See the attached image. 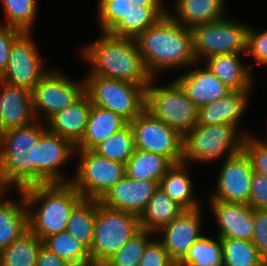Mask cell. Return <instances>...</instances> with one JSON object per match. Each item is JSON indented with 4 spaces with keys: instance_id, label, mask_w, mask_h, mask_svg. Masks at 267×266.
Wrapping results in <instances>:
<instances>
[{
    "instance_id": "1",
    "label": "cell",
    "mask_w": 267,
    "mask_h": 266,
    "mask_svg": "<svg viewBox=\"0 0 267 266\" xmlns=\"http://www.w3.org/2000/svg\"><path fill=\"white\" fill-rule=\"evenodd\" d=\"M151 78L155 73L195 65L191 29L176 22L168 13L135 38ZM182 66V67H181Z\"/></svg>"
},
{
    "instance_id": "2",
    "label": "cell",
    "mask_w": 267,
    "mask_h": 266,
    "mask_svg": "<svg viewBox=\"0 0 267 266\" xmlns=\"http://www.w3.org/2000/svg\"><path fill=\"white\" fill-rule=\"evenodd\" d=\"M83 57L91 65L87 76H101L133 84H149L148 74L135 38L102 32L101 38L83 48Z\"/></svg>"
},
{
    "instance_id": "3",
    "label": "cell",
    "mask_w": 267,
    "mask_h": 266,
    "mask_svg": "<svg viewBox=\"0 0 267 266\" xmlns=\"http://www.w3.org/2000/svg\"><path fill=\"white\" fill-rule=\"evenodd\" d=\"M21 190L28 210V228L41 240L65 231L72 210L83 199L70 182L36 184Z\"/></svg>"
},
{
    "instance_id": "4",
    "label": "cell",
    "mask_w": 267,
    "mask_h": 266,
    "mask_svg": "<svg viewBox=\"0 0 267 266\" xmlns=\"http://www.w3.org/2000/svg\"><path fill=\"white\" fill-rule=\"evenodd\" d=\"M46 130V122L36 120L0 134V167L17 190L34 185V147Z\"/></svg>"
},
{
    "instance_id": "5",
    "label": "cell",
    "mask_w": 267,
    "mask_h": 266,
    "mask_svg": "<svg viewBox=\"0 0 267 266\" xmlns=\"http://www.w3.org/2000/svg\"><path fill=\"white\" fill-rule=\"evenodd\" d=\"M140 230L137 215L106 207L97 199L94 240L89 250L94 266H102Z\"/></svg>"
},
{
    "instance_id": "6",
    "label": "cell",
    "mask_w": 267,
    "mask_h": 266,
    "mask_svg": "<svg viewBox=\"0 0 267 266\" xmlns=\"http://www.w3.org/2000/svg\"><path fill=\"white\" fill-rule=\"evenodd\" d=\"M246 132H240L231 124H197L183 138V162L217 161L242 150Z\"/></svg>"
},
{
    "instance_id": "7",
    "label": "cell",
    "mask_w": 267,
    "mask_h": 266,
    "mask_svg": "<svg viewBox=\"0 0 267 266\" xmlns=\"http://www.w3.org/2000/svg\"><path fill=\"white\" fill-rule=\"evenodd\" d=\"M154 79L146 87L145 109L185 136L198 124L199 108L174 79L164 86H156Z\"/></svg>"
},
{
    "instance_id": "8",
    "label": "cell",
    "mask_w": 267,
    "mask_h": 266,
    "mask_svg": "<svg viewBox=\"0 0 267 266\" xmlns=\"http://www.w3.org/2000/svg\"><path fill=\"white\" fill-rule=\"evenodd\" d=\"M84 80L85 93L93 105L119 114L128 123L145 109L148 84H133L101 76H86Z\"/></svg>"
},
{
    "instance_id": "9",
    "label": "cell",
    "mask_w": 267,
    "mask_h": 266,
    "mask_svg": "<svg viewBox=\"0 0 267 266\" xmlns=\"http://www.w3.org/2000/svg\"><path fill=\"white\" fill-rule=\"evenodd\" d=\"M248 28V25L227 17L191 28L196 61L222 54L245 55Z\"/></svg>"
},
{
    "instance_id": "10",
    "label": "cell",
    "mask_w": 267,
    "mask_h": 266,
    "mask_svg": "<svg viewBox=\"0 0 267 266\" xmlns=\"http://www.w3.org/2000/svg\"><path fill=\"white\" fill-rule=\"evenodd\" d=\"M75 153H79L80 162L69 182L83 198L100 200L126 175L125 164L101 157L92 150L76 149Z\"/></svg>"
},
{
    "instance_id": "11",
    "label": "cell",
    "mask_w": 267,
    "mask_h": 266,
    "mask_svg": "<svg viewBox=\"0 0 267 266\" xmlns=\"http://www.w3.org/2000/svg\"><path fill=\"white\" fill-rule=\"evenodd\" d=\"M134 135L136 149L166 157L172 164L183 162V138L161 120L144 109L129 122Z\"/></svg>"
},
{
    "instance_id": "12",
    "label": "cell",
    "mask_w": 267,
    "mask_h": 266,
    "mask_svg": "<svg viewBox=\"0 0 267 266\" xmlns=\"http://www.w3.org/2000/svg\"><path fill=\"white\" fill-rule=\"evenodd\" d=\"M84 93L85 80L77 82L63 73L50 70L31 90L36 120L42 114L41 117L46 122L58 111L72 105Z\"/></svg>"
},
{
    "instance_id": "13",
    "label": "cell",
    "mask_w": 267,
    "mask_h": 266,
    "mask_svg": "<svg viewBox=\"0 0 267 266\" xmlns=\"http://www.w3.org/2000/svg\"><path fill=\"white\" fill-rule=\"evenodd\" d=\"M30 34L22 32L12 43L7 69L0 79L31 91L49 71L44 69V62Z\"/></svg>"
},
{
    "instance_id": "14",
    "label": "cell",
    "mask_w": 267,
    "mask_h": 266,
    "mask_svg": "<svg viewBox=\"0 0 267 266\" xmlns=\"http://www.w3.org/2000/svg\"><path fill=\"white\" fill-rule=\"evenodd\" d=\"M75 150L68 139L47 129L34 147V185L69 183L60 169L75 155Z\"/></svg>"
},
{
    "instance_id": "15",
    "label": "cell",
    "mask_w": 267,
    "mask_h": 266,
    "mask_svg": "<svg viewBox=\"0 0 267 266\" xmlns=\"http://www.w3.org/2000/svg\"><path fill=\"white\" fill-rule=\"evenodd\" d=\"M252 173L250 159L243 150L225 158L210 200L248 204Z\"/></svg>"
},
{
    "instance_id": "16",
    "label": "cell",
    "mask_w": 267,
    "mask_h": 266,
    "mask_svg": "<svg viewBox=\"0 0 267 266\" xmlns=\"http://www.w3.org/2000/svg\"><path fill=\"white\" fill-rule=\"evenodd\" d=\"M201 208L183 211L158 231L163 233V237L158 238L159 241L177 264L185 257L194 242L203 236Z\"/></svg>"
},
{
    "instance_id": "17",
    "label": "cell",
    "mask_w": 267,
    "mask_h": 266,
    "mask_svg": "<svg viewBox=\"0 0 267 266\" xmlns=\"http://www.w3.org/2000/svg\"><path fill=\"white\" fill-rule=\"evenodd\" d=\"M158 187L157 181L134 180L125 175L99 201L106 207L140 217Z\"/></svg>"
},
{
    "instance_id": "18",
    "label": "cell",
    "mask_w": 267,
    "mask_h": 266,
    "mask_svg": "<svg viewBox=\"0 0 267 266\" xmlns=\"http://www.w3.org/2000/svg\"><path fill=\"white\" fill-rule=\"evenodd\" d=\"M213 216L216 217L221 238L251 241L254 235L253 208L249 204L209 201Z\"/></svg>"
},
{
    "instance_id": "19",
    "label": "cell",
    "mask_w": 267,
    "mask_h": 266,
    "mask_svg": "<svg viewBox=\"0 0 267 266\" xmlns=\"http://www.w3.org/2000/svg\"><path fill=\"white\" fill-rule=\"evenodd\" d=\"M0 134L36 121L31 91L0 79Z\"/></svg>"
},
{
    "instance_id": "20",
    "label": "cell",
    "mask_w": 267,
    "mask_h": 266,
    "mask_svg": "<svg viewBox=\"0 0 267 266\" xmlns=\"http://www.w3.org/2000/svg\"><path fill=\"white\" fill-rule=\"evenodd\" d=\"M203 67L187 71L174 79L198 108L231 92L206 65Z\"/></svg>"
},
{
    "instance_id": "21",
    "label": "cell",
    "mask_w": 267,
    "mask_h": 266,
    "mask_svg": "<svg viewBox=\"0 0 267 266\" xmlns=\"http://www.w3.org/2000/svg\"><path fill=\"white\" fill-rule=\"evenodd\" d=\"M91 105L88 95L84 93L72 105L51 116L46 121L47 129L76 146L85 133Z\"/></svg>"
},
{
    "instance_id": "22",
    "label": "cell",
    "mask_w": 267,
    "mask_h": 266,
    "mask_svg": "<svg viewBox=\"0 0 267 266\" xmlns=\"http://www.w3.org/2000/svg\"><path fill=\"white\" fill-rule=\"evenodd\" d=\"M251 90L231 91L217 101L199 108L198 124H231L238 130V123L248 105Z\"/></svg>"
},
{
    "instance_id": "23",
    "label": "cell",
    "mask_w": 267,
    "mask_h": 266,
    "mask_svg": "<svg viewBox=\"0 0 267 266\" xmlns=\"http://www.w3.org/2000/svg\"><path fill=\"white\" fill-rule=\"evenodd\" d=\"M127 123L119 114L92 104L85 133L75 149L93 150Z\"/></svg>"
},
{
    "instance_id": "24",
    "label": "cell",
    "mask_w": 267,
    "mask_h": 266,
    "mask_svg": "<svg viewBox=\"0 0 267 266\" xmlns=\"http://www.w3.org/2000/svg\"><path fill=\"white\" fill-rule=\"evenodd\" d=\"M241 54H222L208 57L205 65L231 91L252 90L251 65H244Z\"/></svg>"
},
{
    "instance_id": "25",
    "label": "cell",
    "mask_w": 267,
    "mask_h": 266,
    "mask_svg": "<svg viewBox=\"0 0 267 266\" xmlns=\"http://www.w3.org/2000/svg\"><path fill=\"white\" fill-rule=\"evenodd\" d=\"M225 4L224 0H176L173 9L175 13H167L176 22L191 29L225 18Z\"/></svg>"
},
{
    "instance_id": "26",
    "label": "cell",
    "mask_w": 267,
    "mask_h": 266,
    "mask_svg": "<svg viewBox=\"0 0 267 266\" xmlns=\"http://www.w3.org/2000/svg\"><path fill=\"white\" fill-rule=\"evenodd\" d=\"M20 198L0 201V252L28 229V210L22 190Z\"/></svg>"
},
{
    "instance_id": "27",
    "label": "cell",
    "mask_w": 267,
    "mask_h": 266,
    "mask_svg": "<svg viewBox=\"0 0 267 266\" xmlns=\"http://www.w3.org/2000/svg\"><path fill=\"white\" fill-rule=\"evenodd\" d=\"M187 163L173 164L159 181V187L175 203L184 210L200 208V203L194 196V184L186 167Z\"/></svg>"
},
{
    "instance_id": "28",
    "label": "cell",
    "mask_w": 267,
    "mask_h": 266,
    "mask_svg": "<svg viewBox=\"0 0 267 266\" xmlns=\"http://www.w3.org/2000/svg\"><path fill=\"white\" fill-rule=\"evenodd\" d=\"M167 12L163 6H136L132 4L126 15L108 33L118 37L136 38Z\"/></svg>"
},
{
    "instance_id": "29",
    "label": "cell",
    "mask_w": 267,
    "mask_h": 266,
    "mask_svg": "<svg viewBox=\"0 0 267 266\" xmlns=\"http://www.w3.org/2000/svg\"><path fill=\"white\" fill-rule=\"evenodd\" d=\"M183 211L185 210L181 206L158 188L139 217L140 227L142 230L157 234Z\"/></svg>"
},
{
    "instance_id": "30",
    "label": "cell",
    "mask_w": 267,
    "mask_h": 266,
    "mask_svg": "<svg viewBox=\"0 0 267 266\" xmlns=\"http://www.w3.org/2000/svg\"><path fill=\"white\" fill-rule=\"evenodd\" d=\"M173 164L164 156L134 149L125 164V174L134 180L159 181Z\"/></svg>"
},
{
    "instance_id": "31",
    "label": "cell",
    "mask_w": 267,
    "mask_h": 266,
    "mask_svg": "<svg viewBox=\"0 0 267 266\" xmlns=\"http://www.w3.org/2000/svg\"><path fill=\"white\" fill-rule=\"evenodd\" d=\"M42 240L29 228L0 252V266H36Z\"/></svg>"
},
{
    "instance_id": "32",
    "label": "cell",
    "mask_w": 267,
    "mask_h": 266,
    "mask_svg": "<svg viewBox=\"0 0 267 266\" xmlns=\"http://www.w3.org/2000/svg\"><path fill=\"white\" fill-rule=\"evenodd\" d=\"M97 199L83 198L72 210L65 231L89 250L94 240Z\"/></svg>"
},
{
    "instance_id": "33",
    "label": "cell",
    "mask_w": 267,
    "mask_h": 266,
    "mask_svg": "<svg viewBox=\"0 0 267 266\" xmlns=\"http://www.w3.org/2000/svg\"><path fill=\"white\" fill-rule=\"evenodd\" d=\"M43 246L72 266H94L89 249L67 231L42 240Z\"/></svg>"
},
{
    "instance_id": "34",
    "label": "cell",
    "mask_w": 267,
    "mask_h": 266,
    "mask_svg": "<svg viewBox=\"0 0 267 266\" xmlns=\"http://www.w3.org/2000/svg\"><path fill=\"white\" fill-rule=\"evenodd\" d=\"M221 242L223 266H267L252 241L221 238Z\"/></svg>"
},
{
    "instance_id": "35",
    "label": "cell",
    "mask_w": 267,
    "mask_h": 266,
    "mask_svg": "<svg viewBox=\"0 0 267 266\" xmlns=\"http://www.w3.org/2000/svg\"><path fill=\"white\" fill-rule=\"evenodd\" d=\"M177 266H223L221 237L202 236L194 242Z\"/></svg>"
},
{
    "instance_id": "36",
    "label": "cell",
    "mask_w": 267,
    "mask_h": 266,
    "mask_svg": "<svg viewBox=\"0 0 267 266\" xmlns=\"http://www.w3.org/2000/svg\"><path fill=\"white\" fill-rule=\"evenodd\" d=\"M135 149L133 130L129 123L92 151L109 160L126 164Z\"/></svg>"
},
{
    "instance_id": "37",
    "label": "cell",
    "mask_w": 267,
    "mask_h": 266,
    "mask_svg": "<svg viewBox=\"0 0 267 266\" xmlns=\"http://www.w3.org/2000/svg\"><path fill=\"white\" fill-rule=\"evenodd\" d=\"M2 5L7 18L5 25L31 32L37 14V0H2Z\"/></svg>"
},
{
    "instance_id": "38",
    "label": "cell",
    "mask_w": 267,
    "mask_h": 266,
    "mask_svg": "<svg viewBox=\"0 0 267 266\" xmlns=\"http://www.w3.org/2000/svg\"><path fill=\"white\" fill-rule=\"evenodd\" d=\"M150 235L154 233L141 229L102 266H138L147 244L152 240Z\"/></svg>"
},
{
    "instance_id": "39",
    "label": "cell",
    "mask_w": 267,
    "mask_h": 266,
    "mask_svg": "<svg viewBox=\"0 0 267 266\" xmlns=\"http://www.w3.org/2000/svg\"><path fill=\"white\" fill-rule=\"evenodd\" d=\"M98 23L101 32H109L126 15L130 0H98Z\"/></svg>"
},
{
    "instance_id": "40",
    "label": "cell",
    "mask_w": 267,
    "mask_h": 266,
    "mask_svg": "<svg viewBox=\"0 0 267 266\" xmlns=\"http://www.w3.org/2000/svg\"><path fill=\"white\" fill-rule=\"evenodd\" d=\"M242 150L250 159L253 171L267 178V143L265 140L248 133L243 138Z\"/></svg>"
},
{
    "instance_id": "41",
    "label": "cell",
    "mask_w": 267,
    "mask_h": 266,
    "mask_svg": "<svg viewBox=\"0 0 267 266\" xmlns=\"http://www.w3.org/2000/svg\"><path fill=\"white\" fill-rule=\"evenodd\" d=\"M138 266H177V263L159 239H153L147 244Z\"/></svg>"
},
{
    "instance_id": "42",
    "label": "cell",
    "mask_w": 267,
    "mask_h": 266,
    "mask_svg": "<svg viewBox=\"0 0 267 266\" xmlns=\"http://www.w3.org/2000/svg\"><path fill=\"white\" fill-rule=\"evenodd\" d=\"M256 64L267 66V30L258 31L252 27L247 32V52Z\"/></svg>"
},
{
    "instance_id": "43",
    "label": "cell",
    "mask_w": 267,
    "mask_h": 266,
    "mask_svg": "<svg viewBox=\"0 0 267 266\" xmlns=\"http://www.w3.org/2000/svg\"><path fill=\"white\" fill-rule=\"evenodd\" d=\"M254 235L252 243L267 262V210L253 209Z\"/></svg>"
},
{
    "instance_id": "44",
    "label": "cell",
    "mask_w": 267,
    "mask_h": 266,
    "mask_svg": "<svg viewBox=\"0 0 267 266\" xmlns=\"http://www.w3.org/2000/svg\"><path fill=\"white\" fill-rule=\"evenodd\" d=\"M253 209L267 210V178L253 171L251 178L250 199Z\"/></svg>"
},
{
    "instance_id": "45",
    "label": "cell",
    "mask_w": 267,
    "mask_h": 266,
    "mask_svg": "<svg viewBox=\"0 0 267 266\" xmlns=\"http://www.w3.org/2000/svg\"><path fill=\"white\" fill-rule=\"evenodd\" d=\"M21 33L14 27L0 25V77L7 69L12 43Z\"/></svg>"
},
{
    "instance_id": "46",
    "label": "cell",
    "mask_w": 267,
    "mask_h": 266,
    "mask_svg": "<svg viewBox=\"0 0 267 266\" xmlns=\"http://www.w3.org/2000/svg\"><path fill=\"white\" fill-rule=\"evenodd\" d=\"M36 266H72L67 261L59 258L56 254L45 248L43 245L39 250Z\"/></svg>"
},
{
    "instance_id": "47",
    "label": "cell",
    "mask_w": 267,
    "mask_h": 266,
    "mask_svg": "<svg viewBox=\"0 0 267 266\" xmlns=\"http://www.w3.org/2000/svg\"><path fill=\"white\" fill-rule=\"evenodd\" d=\"M130 2L136 6H164L163 0H130Z\"/></svg>"
},
{
    "instance_id": "48",
    "label": "cell",
    "mask_w": 267,
    "mask_h": 266,
    "mask_svg": "<svg viewBox=\"0 0 267 266\" xmlns=\"http://www.w3.org/2000/svg\"><path fill=\"white\" fill-rule=\"evenodd\" d=\"M9 188H10V185L6 182L3 171L0 167V201L2 200L1 198H3L2 196L6 194Z\"/></svg>"
}]
</instances>
